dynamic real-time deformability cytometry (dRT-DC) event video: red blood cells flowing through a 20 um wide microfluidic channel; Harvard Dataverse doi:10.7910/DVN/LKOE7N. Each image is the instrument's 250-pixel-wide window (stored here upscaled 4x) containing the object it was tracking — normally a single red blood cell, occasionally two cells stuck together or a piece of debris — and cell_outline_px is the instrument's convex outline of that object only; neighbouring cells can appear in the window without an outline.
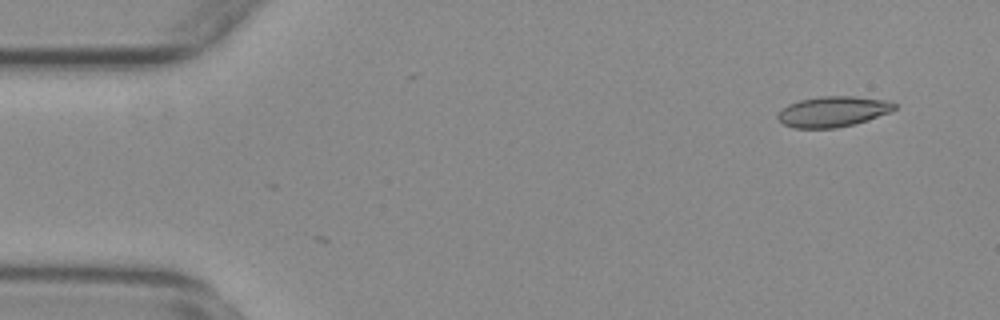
{"species": "common noctule bat (a hibernating species)", "species_latin": "Nyctalus noctula", "temperature_condition": "warm", "stored_images_in_passage": 53, "camera_frame_rate_fps": 3000, "um_per_image_px": 0.085, "animal": {"sex": "female", "body_mass_g": 29.2, "forearm_length_mm": 56.3}, "frame": {"image": 1, "passage_image": 2, "time_ms": 0.333, "image_size_px": [1000, 320], "cell_outline_px": [[896, 108], [892, 112], [856, 124], [836, 128], [796, 128], [784, 124], [776, 116], [780, 108], [788, 104], [800, 100], [820, 96], [852, 96], [888, 100], [896, 104]], "centroid_in_image_um": [70.82, 9.48], "position_along_channel_um": 14.2, "area_um2": 20.98}}
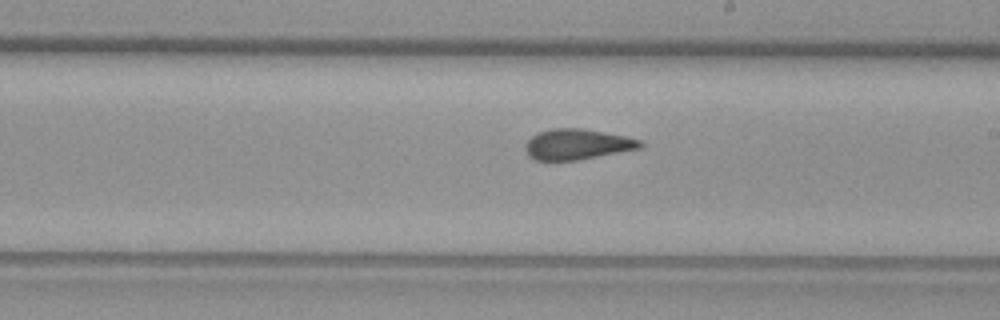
{"frame": {"image": 2, "passage_image": 29, "time_ms": 9.333, "image_size_px": [1000, 320], "cell_outline_px": [[644, 144], [640, 148], [576, 160], [536, 160], [528, 156], [524, 148], [524, 144], [532, 136], [540, 132], [552, 128], [584, 128], [628, 136], [640, 140]], "centroid_in_image_um": [49.05, 12.25], "position_along_channel_um": 239.9, "area_um2": 20.46}}
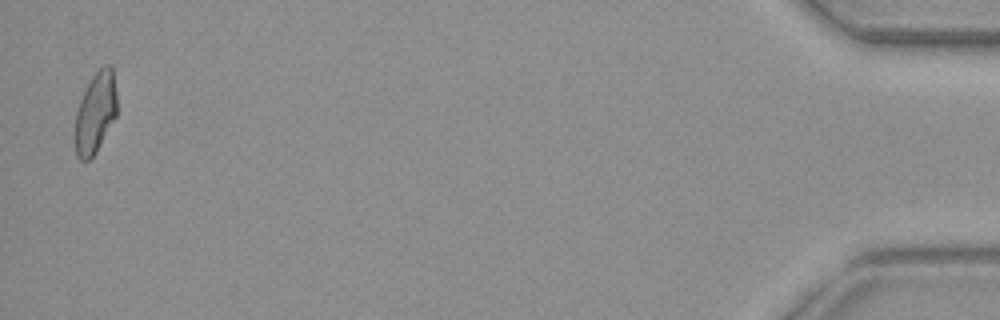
{"frame": {"image": 3, "passage_image": 52, "time_ms": 17.0, "image_size_px": [1000, 320], "cell_outline_px": [[116, 116], [96, 152], [88, 160], [80, 160], [76, 156], [76, 112], [80, 100], [92, 76], [104, 64], [112, 64], [116, 92]], "centroid_in_image_um": [8.13, 9.55], "position_along_channel_um": 427.1, "area_um2": 19.48}, "authors_computed_cell_mechanics": {"area_um2": 20.6346, "velocity_mm_per_s": 3.7433, "shape_relaxation_time_tau1_ms": null, "shape_relaxation_time_tau2_ms": 1.6706, "deformation_change_tau1": null, "deformation_change_tau2": 0.0664}}